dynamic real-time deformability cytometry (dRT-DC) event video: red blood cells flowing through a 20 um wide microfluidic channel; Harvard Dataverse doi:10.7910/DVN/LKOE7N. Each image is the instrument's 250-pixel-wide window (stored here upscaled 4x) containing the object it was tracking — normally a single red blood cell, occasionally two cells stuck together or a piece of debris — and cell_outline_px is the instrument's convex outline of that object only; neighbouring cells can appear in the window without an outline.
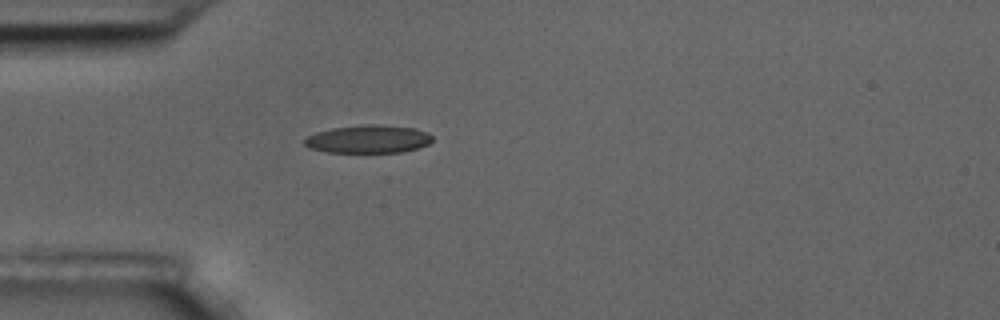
{"species": "common noctule bat (a hibernating species)", "species_latin": "Nyctalus noctula", "temperature_condition": "room temperature", "stored_images_in_passage": 1, "camera_frame_rate_fps": 3000, "um_per_image_px": 0.085, "animal": {"sex": "male", "body_mass_g": 17.5, "forearm_length_mm": 52.3}, "frame": {"image": 1, "passage_image": 1, "time_ms": 0.0, "image_size_px": [1000, 320], "cell_outline_px": [[432, 140], [428, 144], [404, 152], [328, 152], [312, 148], [304, 144], [304, 140], [308, 136], [316, 132], [332, 128], [372, 124], [416, 128], [432, 136]], "centroid_in_image_um": [31.31, 11.82], "position_along_channel_um": 53.7, "area_um2": 20.52}}